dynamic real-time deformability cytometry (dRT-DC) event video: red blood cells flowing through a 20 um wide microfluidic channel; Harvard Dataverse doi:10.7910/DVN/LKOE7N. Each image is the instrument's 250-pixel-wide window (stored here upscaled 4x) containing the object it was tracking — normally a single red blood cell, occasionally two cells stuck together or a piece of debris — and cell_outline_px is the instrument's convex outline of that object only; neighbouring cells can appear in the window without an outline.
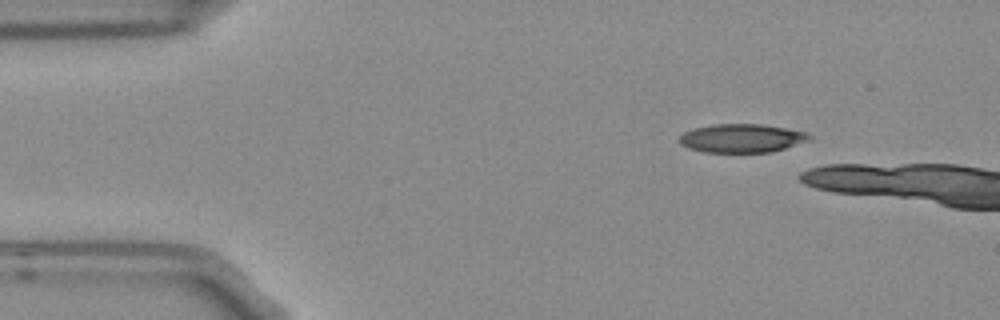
{"species": "Egyptian fruit bat (a non-hibernating species)", "species_latin": "Rousettus aegyptiacus", "temperature_condition": "room temperature", "stored_images_in_passage": 3, "camera_frame_rate_fps": 3000, "um_per_image_px": 0.085, "frame": {"image": 1, "passage_image": 1, "time_ms": 0.0, "image_size_px": [1000, 320], "cell_outline_px": [[812, 136], [808, 140], [772, 152], [704, 152], [688, 148], [680, 144], [680, 136], [684, 132], [696, 128], [712, 124], [764, 124], [808, 132]], "centroid_in_image_um": [63.05, 11.74], "position_along_channel_um": 21.9, "area_um2": 21.56}}